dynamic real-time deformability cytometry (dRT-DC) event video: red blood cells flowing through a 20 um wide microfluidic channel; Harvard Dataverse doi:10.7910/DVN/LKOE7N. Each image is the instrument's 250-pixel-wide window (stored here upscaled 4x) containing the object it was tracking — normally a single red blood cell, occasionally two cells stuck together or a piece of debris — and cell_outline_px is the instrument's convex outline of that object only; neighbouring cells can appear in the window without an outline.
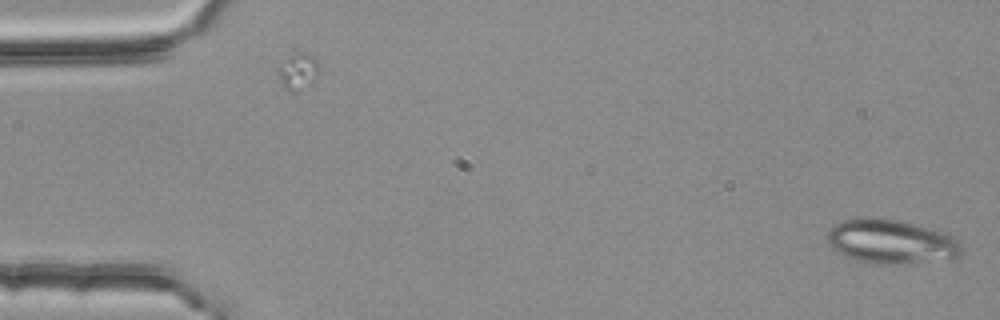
{"species": "common noctule bat (a hibernating species)", "species_latin": "Nyctalus noctula", "temperature_condition": "room temperature", "stored_images_in_passage": 5, "camera_frame_rate_fps": 3000, "um_per_image_px": 0.085, "animal": {"sex": "female", "body_mass_g": 25.1}, "frame": {"image": 1, "passage_image": 1, "time_ms": 0.0, "image_size_px": [1000, 320], "cell_outline_px": [[964, 252], [960, 256], [900, 264], [872, 264], [856, 260], [836, 252], [828, 244], [828, 232], [840, 220], [856, 216], [876, 216], [896, 220], [932, 228], [948, 232], [964, 248]], "centroid_in_image_um": [75.71, 20.5], "position_along_channel_um": 9.3, "area_um2": 34.97}}